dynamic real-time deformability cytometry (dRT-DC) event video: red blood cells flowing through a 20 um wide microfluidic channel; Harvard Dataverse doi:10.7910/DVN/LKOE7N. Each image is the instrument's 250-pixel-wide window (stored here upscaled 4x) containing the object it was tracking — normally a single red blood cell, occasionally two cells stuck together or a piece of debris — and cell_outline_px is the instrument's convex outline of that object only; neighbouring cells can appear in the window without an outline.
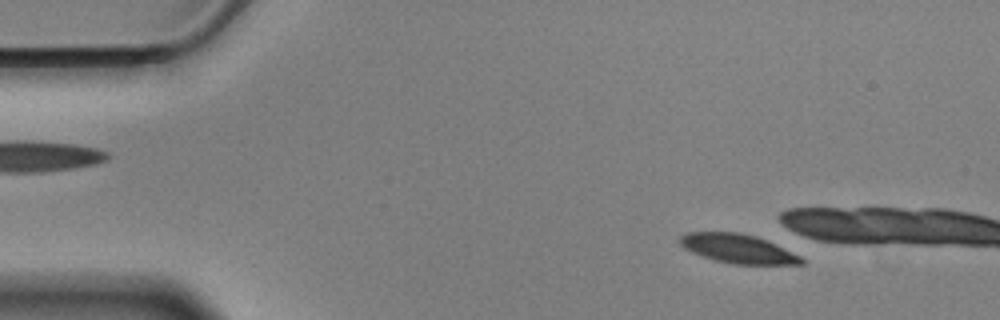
{"species": "Egyptian fruit bat (a non-hibernating species)", "species_latin": "Rousettus aegyptiacus", "temperature_condition": "cold", "stored_images_in_passage": 12, "camera_frame_rate_fps": 3000, "um_per_image_px": 0.085, "animal": {"sex": "male"}, "frame": {"image": 1, "passage_image": 7, "time_ms": 2.0, "image_size_px": [1000, 320], "cell_outline_px": [[804, 264], [732, 264], [716, 260], [692, 252], [684, 248], [680, 244], [680, 236], [688, 232], [740, 232], [756, 236], [800, 256], [804, 260]], "centroid_in_image_um": [62.7, 21.13], "position_along_channel_um": 22.3, "area_um2": 20.17}}